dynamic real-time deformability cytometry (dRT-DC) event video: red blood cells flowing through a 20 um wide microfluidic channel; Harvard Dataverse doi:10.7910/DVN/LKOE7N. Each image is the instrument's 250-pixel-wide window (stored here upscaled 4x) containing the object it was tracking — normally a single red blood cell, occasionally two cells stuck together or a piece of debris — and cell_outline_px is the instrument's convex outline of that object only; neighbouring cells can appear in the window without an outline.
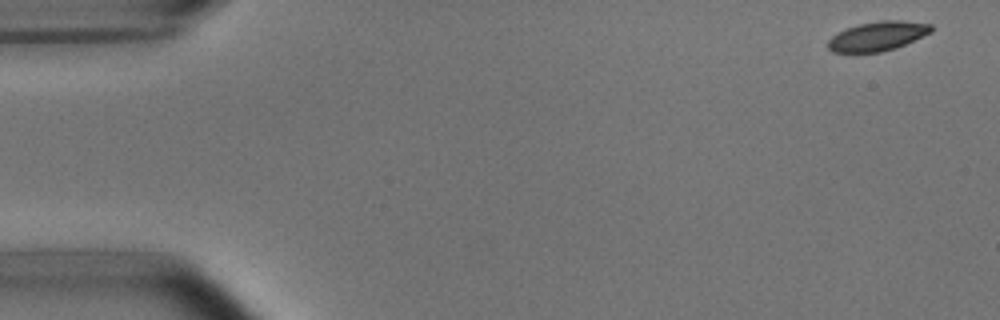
{"species": "common noctule bat (a hibernating species)", "species_latin": "Nyctalus noctula", "temperature_condition": "room temperature", "stored_images_in_passage": 3, "camera_frame_rate_fps": 3000, "um_per_image_px": 0.085, "animal": {"sex": "male", "body_mass_g": 15.6}, "frame": {"image": 1, "passage_image": 1, "time_ms": 0.0, "image_size_px": [1000, 320], "cell_outline_px": [[932, 32], [896, 48], [880, 52], [832, 52], [828, 48], [828, 40], [832, 36], [848, 28], [860, 24], [880, 20], [900, 20], [932, 24]], "centroid_in_image_um": [74.62, 3.07], "position_along_channel_um": 10.4, "area_um2": 17.46}}